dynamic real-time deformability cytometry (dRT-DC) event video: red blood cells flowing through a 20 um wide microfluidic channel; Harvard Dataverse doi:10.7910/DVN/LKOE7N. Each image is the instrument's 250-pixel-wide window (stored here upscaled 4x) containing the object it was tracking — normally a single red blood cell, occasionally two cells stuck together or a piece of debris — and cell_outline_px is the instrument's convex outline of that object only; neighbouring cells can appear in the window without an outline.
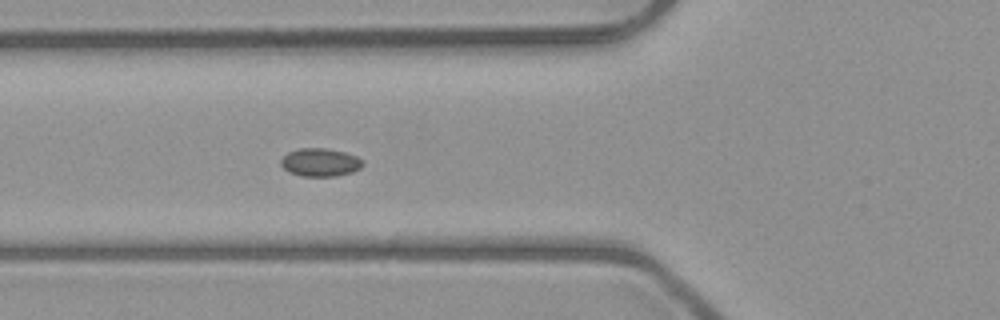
{"species": "common noctule bat (a hibernating species)", "species_latin": "Nyctalus noctula", "temperature_condition": "room temperature", "stored_images_in_passage": 6, "segment_of_instrument_passage": [1, 2], "camera_frame_rate_fps": 3000, "um_per_image_px": 0.085, "animal": {"sex": "male", "body_mass_g": 23.1, "forearm_length_mm": 52.7}, "frame": {"image": 1, "passage_image": 5, "time_ms": 5.333, "image_size_px": [1000, 320], "cell_outline_px": [[364, 164], [360, 168], [352, 172], [336, 176], [300, 176], [288, 172], [280, 164], [280, 160], [288, 152], [296, 148], [328, 148], [344, 152], [356, 156], [364, 160]], "centroid_in_image_um": [27.21, 13.79], "position_along_channel_um": 98.6, "area_um2": 13.58}}